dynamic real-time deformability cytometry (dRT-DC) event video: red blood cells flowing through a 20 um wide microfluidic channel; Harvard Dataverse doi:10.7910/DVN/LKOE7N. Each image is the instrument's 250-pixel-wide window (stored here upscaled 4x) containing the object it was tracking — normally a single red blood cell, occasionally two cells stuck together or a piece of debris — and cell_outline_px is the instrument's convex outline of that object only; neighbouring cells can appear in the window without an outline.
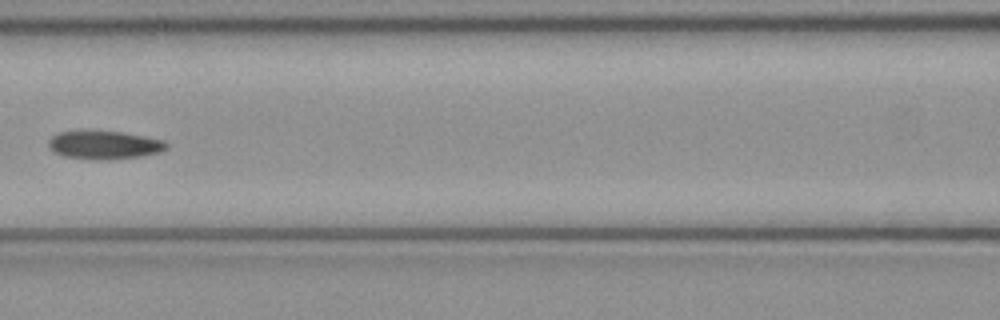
{"species": "common noctule bat (a hibernating species)", "species_latin": "Nyctalus noctula", "temperature_condition": "cold", "stored_images_in_passage": 6, "camera_frame_rate_fps": 3000, "um_per_image_px": 0.085, "animal": {"sex": "female", "body_mass_g": 21.9}, "frame": {"image": 1, "passage_image": 6, "time_ms": 1.667, "image_size_px": [1000, 320], "cell_outline_px": [[168, 148], [160, 152], [140, 156], [112, 160], [92, 160], [64, 156], [48, 148], [48, 140], [52, 136], [60, 132], [120, 132], [144, 136], [164, 140], [168, 144]], "centroid_in_image_um": [8.89, 12.35], "position_along_channel_um": 157.7, "area_um2": 19.31}}